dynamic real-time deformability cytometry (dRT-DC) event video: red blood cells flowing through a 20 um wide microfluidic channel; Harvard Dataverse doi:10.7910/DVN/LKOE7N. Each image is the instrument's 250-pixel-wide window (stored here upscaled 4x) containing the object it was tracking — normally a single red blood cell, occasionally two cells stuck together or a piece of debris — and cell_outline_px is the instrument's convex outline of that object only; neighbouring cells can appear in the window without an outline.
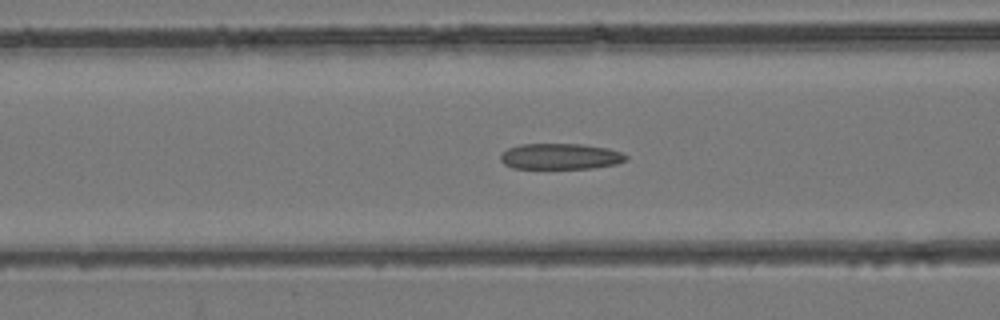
{"species": "common noctule bat (a hibernating species)", "species_latin": "Nyctalus noctula", "temperature_condition": "room temperature", "stored_images_in_passage": 40, "camera_frame_rate_fps": 3000, "um_per_image_px": 0.085, "animal": {"sex": "female", "body_mass_g": 24.6, "forearm_length_mm": 56.2}, "frame": {"image": 1, "passage_image": 18, "time_ms": 5.667, "image_size_px": [1000, 320], "cell_outline_px": [[628, 160], [616, 164], [592, 168], [512, 168], [504, 164], [500, 160], [500, 156], [508, 148], [520, 144], [584, 144], [608, 148], [620, 152], [628, 156]], "centroid_in_image_um": [47.65, 13.29], "position_along_channel_um": 119.0, "area_um2": 18.96}}
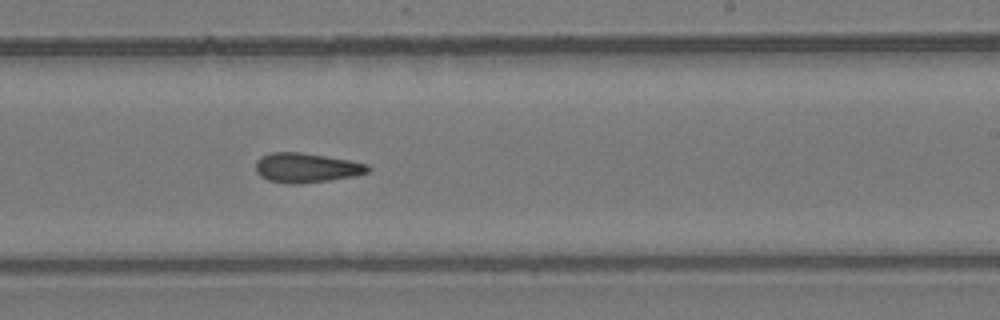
{"frame": {"image": 2, "passage_image": 27, "time_ms": 8.667, "image_size_px": [1000, 320], "cell_outline_px": [[372, 168], [368, 172], [356, 176], [300, 184], [292, 184], [268, 180], [260, 176], [256, 172], [256, 160], [260, 156], [272, 152], [300, 152], [348, 160], [368, 164]], "centroid_in_image_um": [26.03, 14.26], "position_along_channel_um": 263.0, "area_um2": 19.36}}
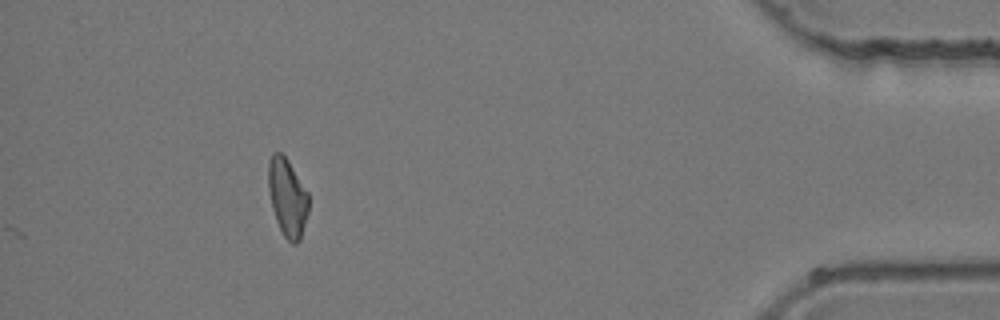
{"frame": {"image": 3, "passage_image": 40, "time_ms": 13.0, "image_size_px": [1000, 320], "cell_outline_px": [[308, 212], [300, 240], [296, 244], [292, 244], [284, 236], [276, 220], [272, 208], [268, 188], [268, 160], [272, 152], [280, 152], [288, 160], [308, 192]], "centroid_in_image_um": [24.42, 16.77], "position_along_channel_um": 410.8, "area_um2": 18.32}}